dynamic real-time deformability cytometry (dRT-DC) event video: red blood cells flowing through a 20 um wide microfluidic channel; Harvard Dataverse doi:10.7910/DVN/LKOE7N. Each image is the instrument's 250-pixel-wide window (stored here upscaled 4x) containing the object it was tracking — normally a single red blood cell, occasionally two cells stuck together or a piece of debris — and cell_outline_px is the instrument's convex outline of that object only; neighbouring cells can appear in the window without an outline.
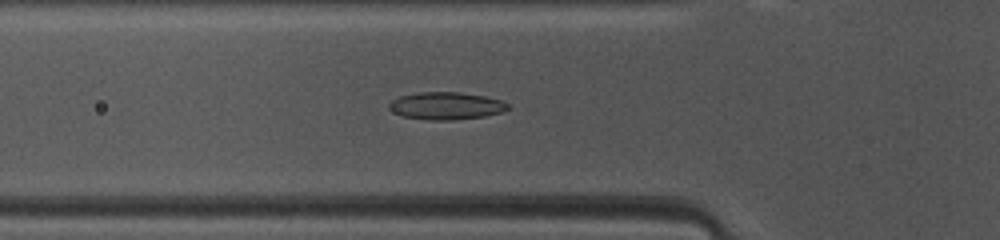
{"species": "common noctule bat (a hibernating species)", "species_latin": "Nyctalus noctula", "temperature_condition": "warm", "stored_images_in_passage": 45, "camera_frame_rate_fps": 3000, "um_per_image_px": 0.085, "animal": {"sex": "female", "body_mass_g": 10.0, "forearm_length_mm": 53.1}, "frame": {"image": 1, "passage_image": 13, "time_ms": 4.0, "image_size_px": [1000, 240], "cell_outline_px": [[508, 108], [504, 112], [484, 116], [452, 120], [432, 120], [400, 116], [388, 108], [388, 104], [392, 100], [400, 96], [420, 92], [460, 92], [484, 96], [500, 100], [508, 104]], "centroid_in_image_um": [37.9, 9.0], "position_along_channel_um": 87.9, "area_um2": 18.96}}
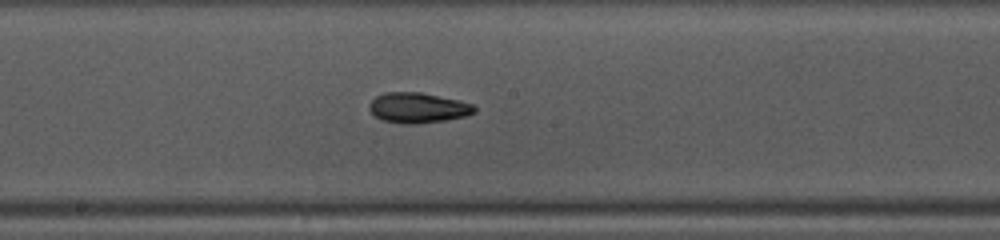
{"frame": {"image": 2, "passage_image": 22, "time_ms": 7.0, "image_size_px": [1000, 240], "cell_outline_px": [[476, 112], [464, 116], [448, 120], [420, 124], [400, 124], [384, 120], [376, 116], [368, 108], [368, 104], [376, 96], [384, 92], [420, 92], [460, 100], [472, 104], [476, 108]], "centroid_in_image_um": [35.53, 9.16], "position_along_channel_um": 212.7, "area_um2": 18.73}}
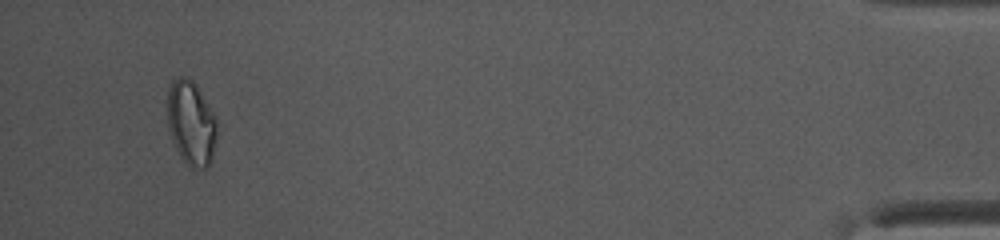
{"frame": {"image": 3, "passage_image": 43, "time_ms": 14.0, "image_size_px": [1000, 240], "cell_outline_px": [[216, 136], [212, 160], [204, 168], [192, 168], [180, 156], [176, 148], [168, 128], [168, 88], [172, 80], [180, 76], [184, 76], [192, 80], [196, 84], [216, 116]], "centroid_in_image_um": [16.25, 10.43], "position_along_channel_um": 418.9, "area_um2": 24.28}, "authors_computed_cell_mechanics": {"area_um2": 18.7272, "velocity_mm_per_s": 4.135, "shape_relaxation_time_tau1_ms": 7.8306, "shape_relaxation_time_tau2_ms": 4.0481, "deformation_change_tau1": 0.1719, "deformation_change_tau2": 0.093}}